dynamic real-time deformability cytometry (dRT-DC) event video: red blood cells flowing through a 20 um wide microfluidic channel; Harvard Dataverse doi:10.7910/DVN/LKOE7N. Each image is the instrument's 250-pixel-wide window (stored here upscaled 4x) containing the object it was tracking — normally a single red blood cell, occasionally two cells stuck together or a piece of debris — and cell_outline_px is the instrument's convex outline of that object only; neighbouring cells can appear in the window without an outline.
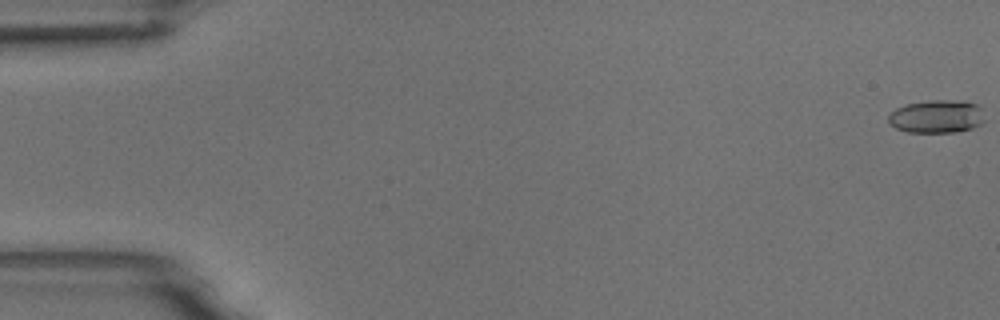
{"species": "common noctule bat (a hibernating species)", "species_latin": "Nyctalus noctula", "temperature_condition": "room temperature", "stored_images_in_passage": 55, "camera_frame_rate_fps": 3000, "um_per_image_px": 0.085, "animal": {"sex": "male", "body_mass_g": 18.8}, "frame": {"image": 1, "passage_image": 1, "time_ms": 0.0, "image_size_px": [1000, 320], "cell_outline_px": [[984, 120], [980, 124], [972, 128], [956, 132], [908, 132], [896, 128], [888, 120], [888, 116], [896, 108], [908, 104], [932, 100], [948, 100], [976, 104], [980, 108]], "centroid_in_image_um": [79.61, 9.91], "position_along_channel_um": 5.4, "area_um2": 18.15}}
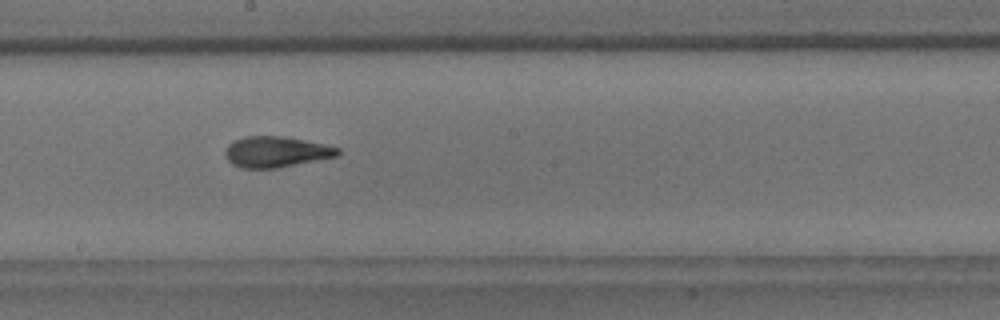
{"frame": {"image": 2, "passage_image": 31, "time_ms": 10.0, "image_size_px": [1000, 320], "cell_outline_px": [[340, 152], [336, 156], [276, 168], [240, 168], [232, 164], [224, 156], [224, 152], [228, 144], [244, 136], [284, 136], [324, 144], [340, 148]], "centroid_in_image_um": [23.42, 12.9], "position_along_channel_um": 224.8, "area_um2": 20.11}}
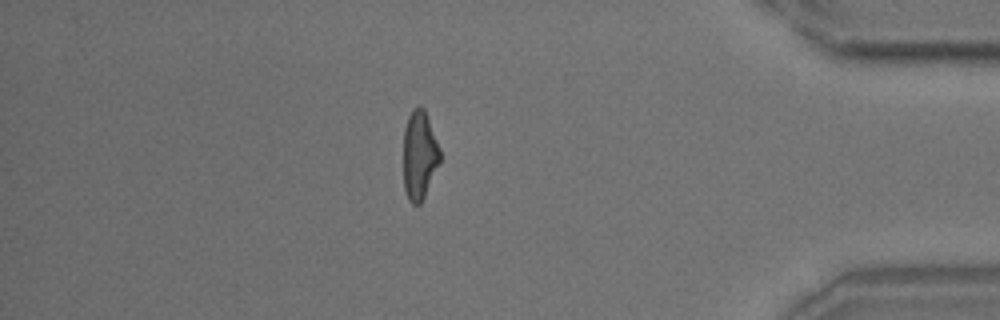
{"frame": {"image": 3, "passage_image": 48, "time_ms": 15.667, "image_size_px": [1000, 320], "cell_outline_px": [[440, 164], [420, 204], [412, 204], [408, 200], [404, 188], [404, 128], [408, 116], [412, 108], [420, 104], [424, 108], [440, 148]], "centroid_in_image_um": [35.65, 13.16], "position_along_channel_um": 399.5, "area_um2": 19.07}, "authors_computed_cell_mechanics": {"area_um2": 19.4786, "velocity_mm_per_s": 3.7287, "shape_relaxation_time_tau1_ms": 6.5394, "shape_relaxation_time_tau2_ms": 1.8765, "deformation_change_tau1": 0.2197, "deformation_change_tau2": 0.1068}}